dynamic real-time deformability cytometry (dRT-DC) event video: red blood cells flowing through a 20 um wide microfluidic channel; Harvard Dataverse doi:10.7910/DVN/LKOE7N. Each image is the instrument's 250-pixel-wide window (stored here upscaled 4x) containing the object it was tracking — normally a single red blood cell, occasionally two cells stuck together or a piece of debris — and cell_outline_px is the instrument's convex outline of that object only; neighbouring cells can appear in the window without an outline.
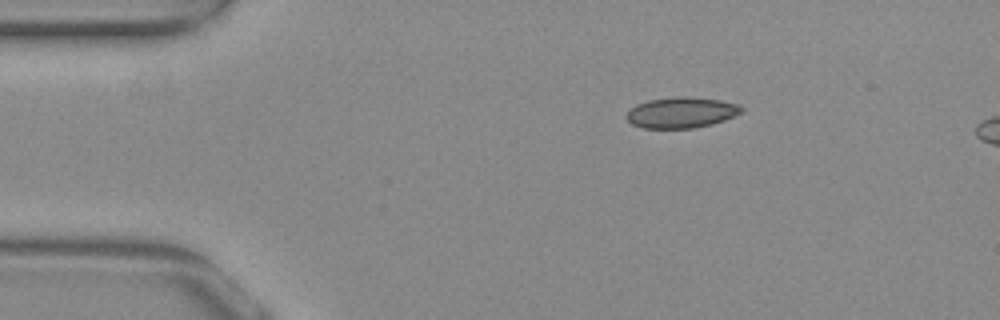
{"species": "common noctule bat (a hibernating species)", "species_latin": "Nyctalus noctula", "temperature_condition": "warm", "stored_images_in_passage": 6, "camera_frame_rate_fps": 3000, "um_per_image_px": 0.085, "animal": {"sex": "female", "body_mass_g": 29.2, "forearm_length_mm": 56.3}, "frame": {"image": 1, "passage_image": 1, "time_ms": 0.0, "image_size_px": [1000, 320], "cell_outline_px": [[744, 112], [724, 120], [712, 124], [692, 128], [644, 128], [632, 124], [624, 116], [636, 104], [648, 100], [676, 96], [688, 96], [720, 100], [740, 104], [744, 108]], "centroid_in_image_um": [57.94, 9.55], "position_along_channel_um": 27.1, "area_um2": 20.81}}